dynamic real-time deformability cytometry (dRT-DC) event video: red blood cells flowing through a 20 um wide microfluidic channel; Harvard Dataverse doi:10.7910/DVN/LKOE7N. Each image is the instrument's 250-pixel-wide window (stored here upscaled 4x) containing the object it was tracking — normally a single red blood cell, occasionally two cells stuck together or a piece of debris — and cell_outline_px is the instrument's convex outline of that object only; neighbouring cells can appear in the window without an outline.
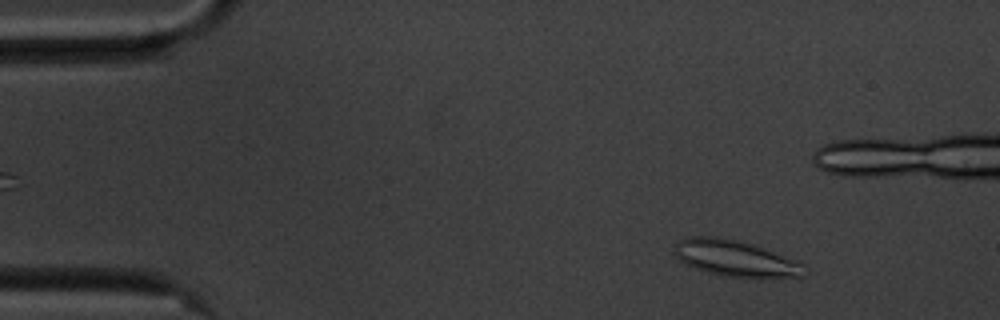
{"species": "common noctule bat (a hibernating species)", "species_latin": "Nyctalus noctula", "temperature_condition": "cold", "stored_images_in_passage": 51, "camera_frame_rate_fps": 3000, "um_per_image_px": 0.085, "animal": {"sex": "male", "body_mass_g": 20.1, "forearm_length_mm": 53.5}, "frame": {"image": 1, "passage_image": 6, "time_ms": 1.667, "image_size_px": [1000, 320], "cell_outline_px": [[808, 272], [804, 276], [760, 280], [724, 276], [708, 272], [696, 268], [680, 260], [676, 256], [676, 244], [684, 236], [716, 236], [736, 240], [752, 244], [796, 260], [804, 264]], "centroid_in_image_um": [62.6, 22.0], "position_along_channel_um": 22.4, "area_um2": 27.86}}
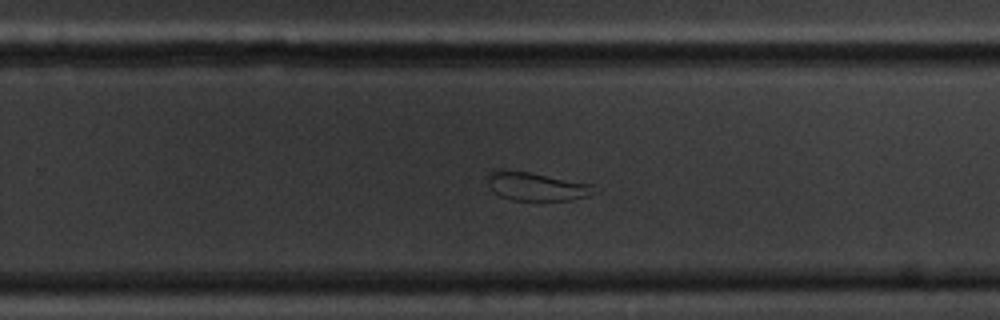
{"frame": {"image": 2, "passage_image": 35, "time_ms": 11.333, "image_size_px": [1000, 320], "cell_outline_px": [[600, 192], [588, 196], [568, 200], [512, 200], [500, 196], [488, 184], [488, 176], [492, 172], [500, 168], [528, 172], [592, 184]], "centroid_in_image_um": [45.64, 15.84], "position_along_channel_um": 284.2, "area_um2": 17.57}}
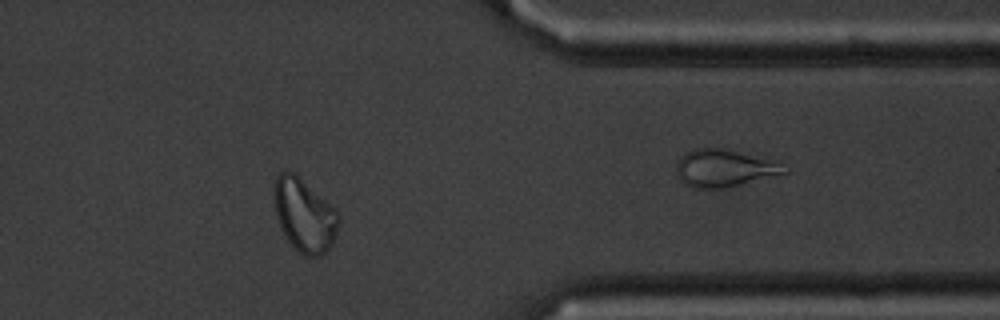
{"frame": {"image": 3, "passage_image": 45, "time_ms": 14.667, "image_size_px": [1000, 320], "cell_outline_px": [[340, 220], [332, 244], [320, 256], [304, 256], [288, 240], [280, 228], [276, 216], [276, 176], [280, 172], [296, 172], [336, 208], [340, 216]], "centroid_in_image_um": [25.91, 18.27], "position_along_channel_um": 385.5, "area_um2": 27.34}, "authors_computed_cell_mechanics": {"area_um2": 23.9292, "velocity_mm_per_s": 3.4924, "shape_relaxation_time_tau1_ms": null, "shape_relaxation_time_tau2_ms": 2.3975, "deformation_change_tau1": null, "deformation_change_tau2": 0.0838}}